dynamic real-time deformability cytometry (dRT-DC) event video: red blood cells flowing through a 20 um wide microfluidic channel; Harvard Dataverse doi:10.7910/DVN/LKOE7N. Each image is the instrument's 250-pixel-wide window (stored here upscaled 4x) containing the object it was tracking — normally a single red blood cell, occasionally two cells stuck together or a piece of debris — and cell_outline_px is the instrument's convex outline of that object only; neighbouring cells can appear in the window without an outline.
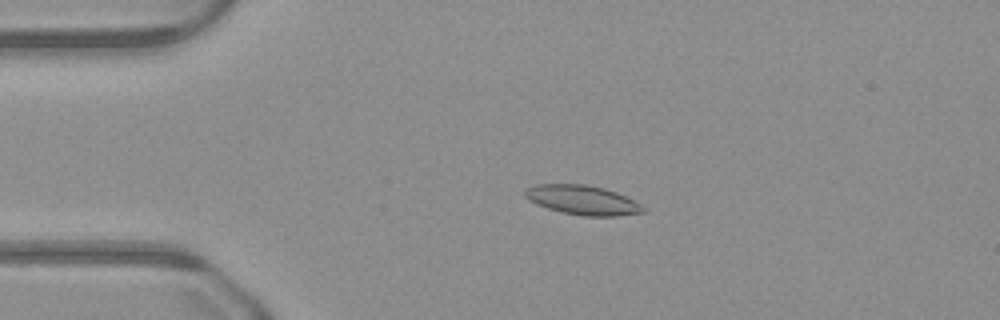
{"species": "common noctule bat (a hibernating species)", "species_latin": "Nyctalus noctula", "temperature_condition": "warm", "stored_images_in_passage": 43, "camera_frame_rate_fps": 3000, "um_per_image_px": 0.085, "animal": {"sex": "male", "body_mass_g": 23.1, "forearm_length_mm": 52.7}, "frame": {"image": 1, "passage_image": 4, "time_ms": 1.0, "image_size_px": [1000, 320], "cell_outline_px": [[644, 212], [616, 216], [584, 216], [564, 212], [548, 208], [536, 204], [528, 200], [524, 196], [524, 192], [528, 188], [536, 184], [584, 184], [604, 188], [616, 192], [640, 204], [644, 208]], "centroid_in_image_um": [49.48, 17.0], "position_along_channel_um": 35.5, "area_um2": 20.0}}
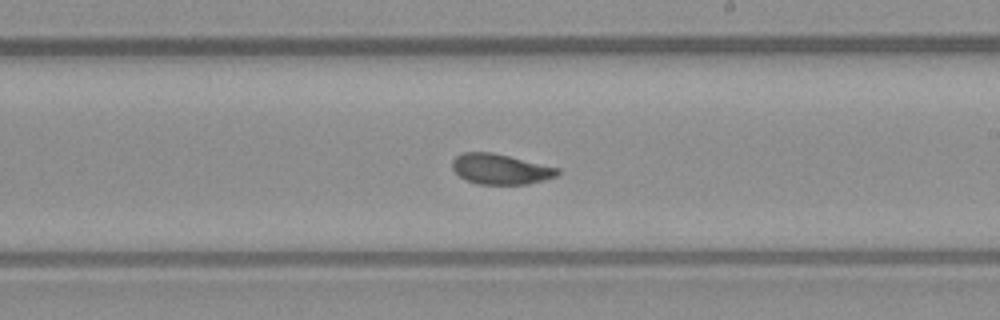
{"frame": {"image": 2, "passage_image": 22, "time_ms": 7.0, "image_size_px": [1000, 320], "cell_outline_px": [[560, 172], [556, 176], [544, 180], [528, 184], [476, 184], [464, 180], [452, 168], [452, 160], [456, 156], [464, 152], [492, 152], [560, 168]], "centroid_in_image_um": [42.53, 14.38], "position_along_channel_um": 246.5, "area_um2": 18.67}}
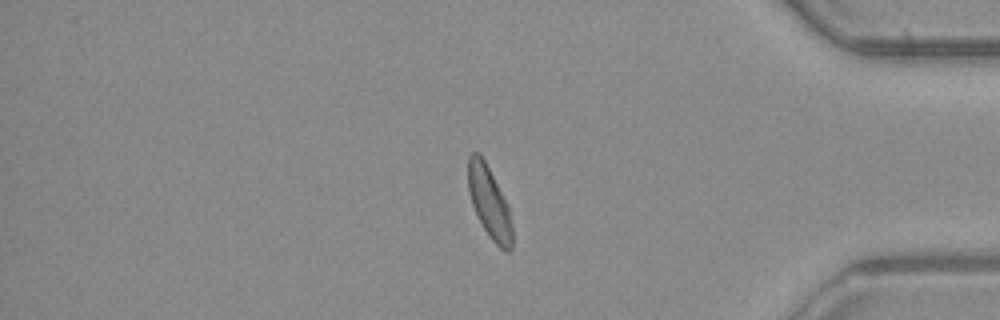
{"frame": {"image": 3, "passage_image": 35, "time_ms": 11.333, "image_size_px": [1000, 320], "cell_outline_px": [[512, 248], [508, 252], [500, 248], [488, 236], [472, 204], [468, 192], [468, 156], [472, 152], [480, 152], [508, 208], [512, 224]], "centroid_in_image_um": [41.57, 17.22], "position_along_channel_um": 393.6, "area_um2": 17.92}}